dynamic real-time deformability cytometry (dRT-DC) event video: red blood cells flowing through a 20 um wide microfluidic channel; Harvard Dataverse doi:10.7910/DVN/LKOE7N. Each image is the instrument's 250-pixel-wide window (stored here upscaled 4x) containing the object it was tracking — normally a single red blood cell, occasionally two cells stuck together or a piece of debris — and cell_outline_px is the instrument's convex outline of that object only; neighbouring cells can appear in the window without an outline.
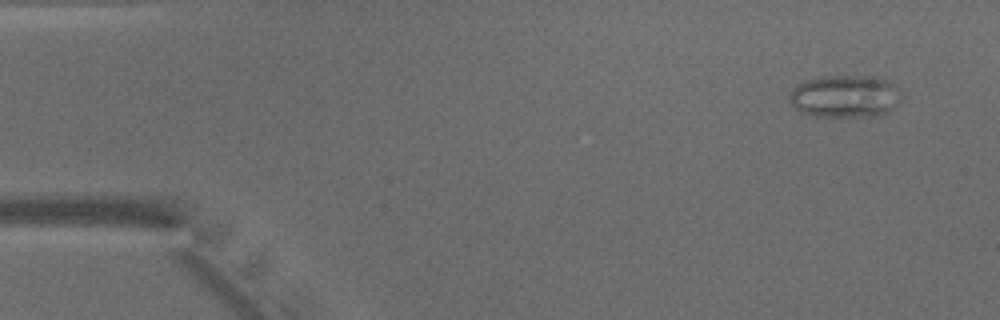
{"species": "common noctule bat (a hibernating species)", "species_latin": "Nyctalus noctula", "temperature_condition": "warm", "stored_images_in_passage": 45, "camera_frame_rate_fps": 3000, "um_per_image_px": 0.085, "animal": {"sex": "male", "body_mass_g": 15.6}, "frame": {"image": 1, "passage_image": 1, "time_ms": 0.0, "image_size_px": [1000, 320], "cell_outline_px": [[904, 96], [900, 104], [888, 112], [872, 116], [812, 116], [796, 108], [788, 100], [788, 96], [792, 88], [796, 84], [808, 80], [824, 76], [876, 76], [888, 80]], "centroid_in_image_um": [71.86, 8.18], "position_along_channel_um": 13.1, "area_um2": 27.92}}
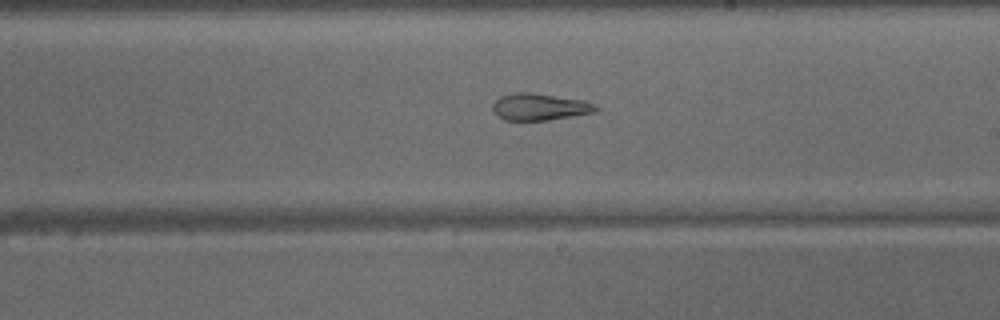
{"frame": {"image": 2, "passage_image": 25, "time_ms": 8.0, "image_size_px": [1000, 320], "cell_outline_px": [[600, 108], [596, 112], [548, 120], [504, 120], [496, 116], [492, 108], [492, 104], [500, 96], [512, 92], [532, 92], [584, 100], [596, 104]], "centroid_in_image_um": [45.87, 9.07], "position_along_channel_um": 243.1, "area_um2": 16.42}}
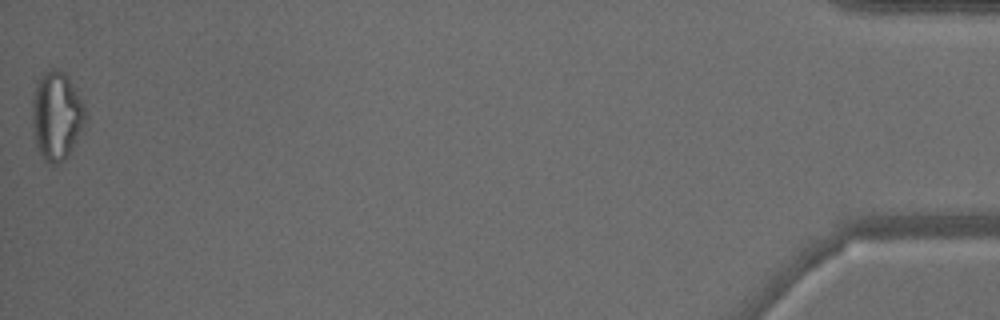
{"frame": {"image": 3, "passage_image": 45, "time_ms": 14.667, "image_size_px": [1000, 320], "cell_outline_px": [[88, 120], [84, 128], [68, 156], [64, 160], [56, 164], [48, 164], [40, 156], [36, 148], [32, 120], [32, 100], [36, 84], [44, 72], [52, 68], [60, 68], [68, 76], [80, 96], [88, 116]], "centroid_in_image_um": [4.83, 9.86], "position_along_channel_um": 430.4, "area_um2": 28.03}}